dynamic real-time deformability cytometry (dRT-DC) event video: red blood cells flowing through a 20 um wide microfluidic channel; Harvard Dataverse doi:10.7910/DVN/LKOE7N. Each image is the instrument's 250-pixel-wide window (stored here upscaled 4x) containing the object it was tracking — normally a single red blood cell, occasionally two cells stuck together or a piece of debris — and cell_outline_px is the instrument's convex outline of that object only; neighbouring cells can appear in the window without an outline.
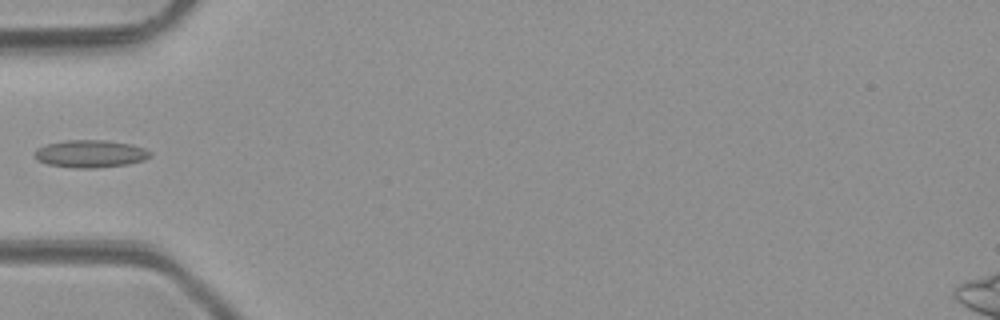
{"species": "common noctule bat (a hibernating species)", "species_latin": "Nyctalus noctula", "temperature_condition": "room temperature", "stored_images_in_passage": 3, "camera_frame_rate_fps": 3000, "um_per_image_px": 0.085, "animal": {"sex": "male", "body_mass_g": 23.1, "forearm_length_mm": 52.7}, "frame": {"image": 1, "passage_image": 3, "time_ms": 2.333, "image_size_px": [1000, 320], "cell_outline_px": [[152, 156], [144, 160], [128, 164], [96, 168], [72, 168], [48, 164], [36, 160], [36, 148], [48, 144], [68, 140], [104, 140], [132, 144], [144, 148], [152, 152]], "centroid_in_image_um": [7.72, 13.07], "position_along_channel_um": 77.3, "area_um2": 18.55}}